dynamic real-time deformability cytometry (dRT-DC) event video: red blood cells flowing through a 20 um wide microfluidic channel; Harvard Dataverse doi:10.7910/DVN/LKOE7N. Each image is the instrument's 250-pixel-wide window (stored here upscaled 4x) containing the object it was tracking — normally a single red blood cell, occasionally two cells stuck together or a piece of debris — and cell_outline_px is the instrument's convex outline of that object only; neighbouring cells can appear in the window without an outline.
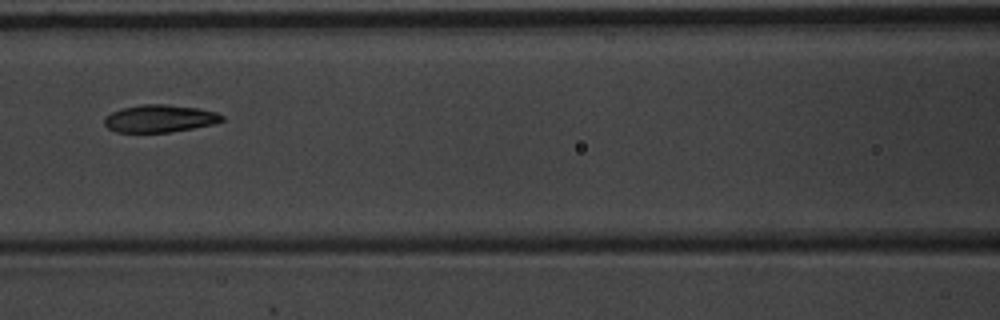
{"species": "common noctule bat (a hibernating species)", "species_latin": "Nyctalus noctula", "temperature_condition": "warm", "stored_images_in_passage": 9, "camera_frame_rate_fps": 3000, "um_per_image_px": 0.085, "animal": {"sex": "male", "body_mass_g": 20.1, "forearm_length_mm": 53.5}, "frame": {"image": 1, "passage_image": 6, "time_ms": 1.667, "image_size_px": [1000, 320], "cell_outline_px": [[224, 120], [212, 124], [172, 132], [116, 132], [108, 128], [104, 124], [104, 116], [120, 108], [144, 104], [168, 104], [196, 108], [216, 112], [224, 116]], "centroid_in_image_um": [13.54, 10.07], "position_along_channel_um": 153.1, "area_um2": 18.84}}
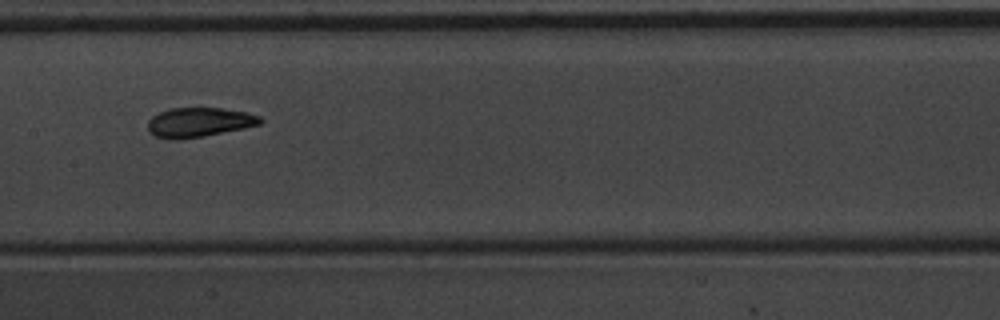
{"frame": {"image": 2, "passage_image": 7, "time_ms": 2.0, "image_size_px": [1000, 320], "cell_outline_px": [[264, 120], [260, 124], [244, 128], [204, 136], [176, 140], [156, 136], [148, 132], [148, 120], [152, 116], [168, 108], [220, 108], [244, 112], [260, 116]], "centroid_in_image_um": [16.9, 10.39], "position_along_channel_um": 190.5, "area_um2": 19.25}}
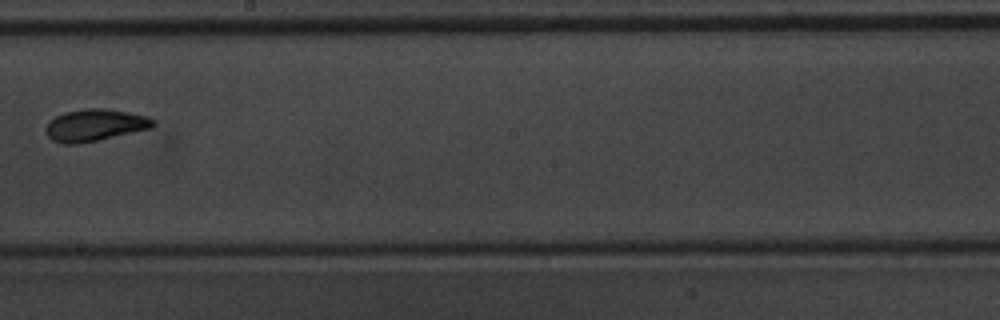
{"frame": {"image": 3, "passage_image": 8, "time_ms": 2.333, "image_size_px": [1000, 320], "cell_outline_px": [[156, 124], [152, 128], [80, 144], [64, 144], [52, 140], [48, 136], [44, 128], [56, 116], [64, 112], [88, 108], [104, 108], [148, 116], [156, 120]], "centroid_in_image_um": [8.09, 10.64], "position_along_channel_um": 240.1, "area_um2": 20.0}}